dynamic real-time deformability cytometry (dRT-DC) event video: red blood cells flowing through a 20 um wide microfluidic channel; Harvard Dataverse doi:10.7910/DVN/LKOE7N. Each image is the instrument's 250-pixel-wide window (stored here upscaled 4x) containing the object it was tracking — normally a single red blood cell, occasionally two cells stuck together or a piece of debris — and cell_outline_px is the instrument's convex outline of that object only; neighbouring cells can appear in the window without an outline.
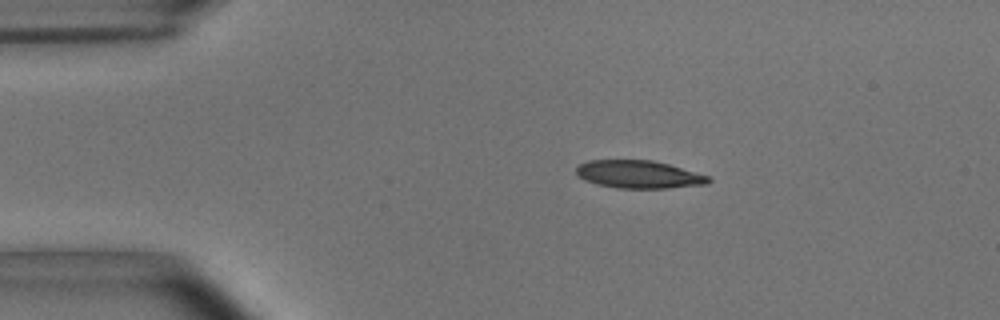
{"species": "common noctule bat (a hibernating species)", "species_latin": "Nyctalus noctula", "temperature_condition": "room temperature", "stored_images_in_passage": 46, "camera_frame_rate_fps": 3000, "um_per_image_px": 0.085, "animal": {"sex": "male", "body_mass_g": 15.6}, "frame": {"image": 1, "passage_image": 2, "time_ms": 0.333, "image_size_px": [1000, 320], "cell_outline_px": [[712, 180], [708, 184], [668, 188], [616, 188], [596, 184], [584, 180], [576, 176], [576, 168], [580, 164], [588, 160], [652, 160], [668, 164], [708, 176]], "centroid_in_image_um": [54.26, 14.83], "position_along_channel_um": 30.7, "area_um2": 21.44}}
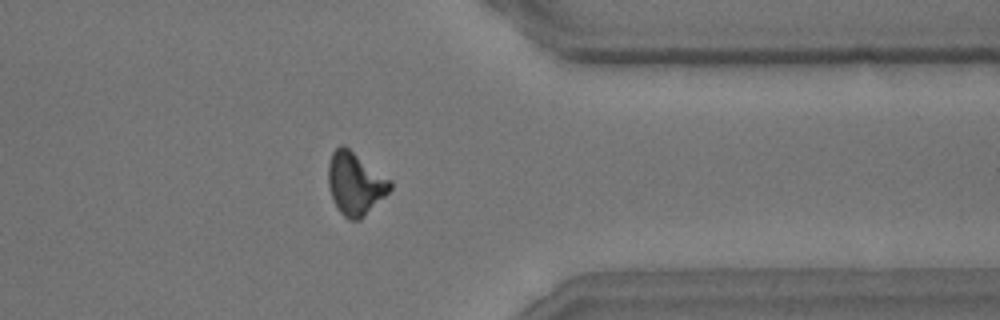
{"frame": {"image": 2, "passage_image": 35, "time_ms": 11.333, "image_size_px": [1000, 320], "cell_outline_px": [[392, 188], [360, 220], [348, 220], [340, 212], [332, 200], [328, 184], [328, 164], [332, 152], [340, 144], [344, 144], [392, 180]], "centroid_in_image_um": [30.18, 15.58], "position_along_channel_um": 381.2, "area_um2": 22.72}}
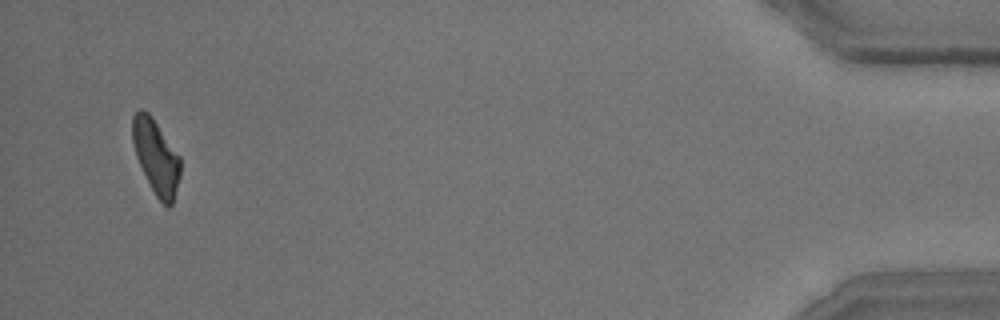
{"frame": {"image": 3, "passage_image": 44, "time_ms": 14.333, "image_size_px": [1000, 320], "cell_outline_px": [[180, 176], [172, 204], [168, 208], [156, 196], [136, 156], [132, 140], [132, 116], [140, 108], [148, 112], [152, 116], [180, 156]], "centroid_in_image_um": [13.26, 13.29], "position_along_channel_um": 421.9, "area_um2": 20.52}, "authors_computed_cell_mechanics": {"area_um2": 22.0218, "velocity_mm_per_s": 3.6898, "shape_relaxation_time_tau1_ms": 6.2248, "shape_relaxation_time_tau2_ms": 4.2822, "deformation_change_tau1": 0.1829, "deformation_change_tau2": 0.1288}}